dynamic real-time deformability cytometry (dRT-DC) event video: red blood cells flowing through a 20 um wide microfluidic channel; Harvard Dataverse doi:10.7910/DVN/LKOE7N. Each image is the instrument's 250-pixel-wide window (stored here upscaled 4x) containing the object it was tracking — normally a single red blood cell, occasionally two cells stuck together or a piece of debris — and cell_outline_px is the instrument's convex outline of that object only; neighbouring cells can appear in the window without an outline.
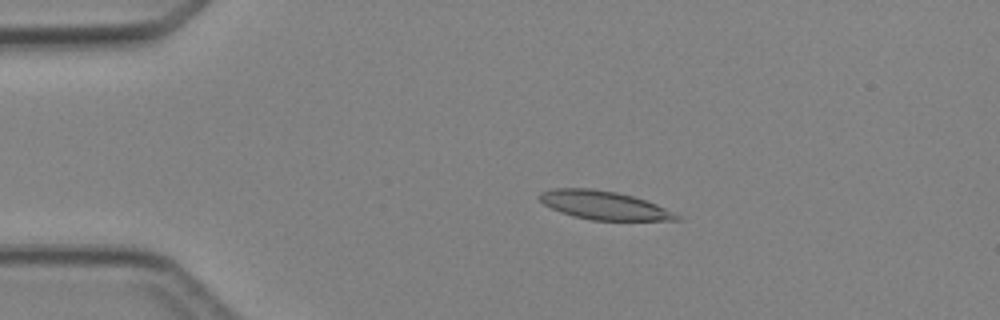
{"species": "Egyptian fruit bat (a non-hibernating species)", "species_latin": "Rousettus aegyptiacus", "temperature_condition": "cold", "stored_images_in_passage": 3, "camera_frame_rate_fps": 3000, "um_per_image_px": 0.085, "animal": {"sex": "female"}, "frame": {"image": 1, "passage_image": 2, "time_ms": 1.333, "image_size_px": [1000, 320], "cell_outline_px": [[680, 220], [592, 220], [572, 216], [560, 212], [544, 204], [540, 200], [540, 192], [552, 188], [592, 188], [616, 192], [632, 196], [656, 204], [680, 216]], "centroid_in_image_um": [51.29, 17.44], "position_along_channel_um": 33.7, "area_um2": 22.54}}